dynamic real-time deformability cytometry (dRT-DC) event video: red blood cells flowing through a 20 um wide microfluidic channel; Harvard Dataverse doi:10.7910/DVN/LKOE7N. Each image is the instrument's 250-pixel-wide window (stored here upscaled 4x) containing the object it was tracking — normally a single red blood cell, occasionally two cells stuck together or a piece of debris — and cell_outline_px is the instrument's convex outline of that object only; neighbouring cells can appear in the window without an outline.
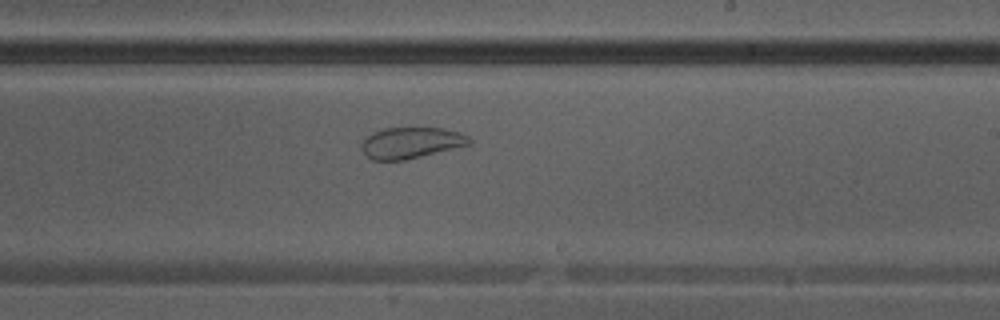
{"species": "Egyptian fruit bat (a non-hibernating species)", "species_latin": "Rousettus aegyptiacus", "temperature_condition": "warm", "stored_images_in_passage": 38, "camera_frame_rate_fps": 3000, "um_per_image_px": 0.085, "animal": {"sex": "male"}, "frame": {"image": 1, "passage_image": 22, "time_ms": 7.0, "image_size_px": [1000, 320], "cell_outline_px": [[472, 144], [404, 160], [372, 160], [360, 148], [360, 144], [364, 136], [372, 132], [384, 128], [440, 128], [460, 132], [468, 136], [472, 140]], "centroid_in_image_um": [34.91, 12.13], "position_along_channel_um": 254.1, "area_um2": 19.65}}
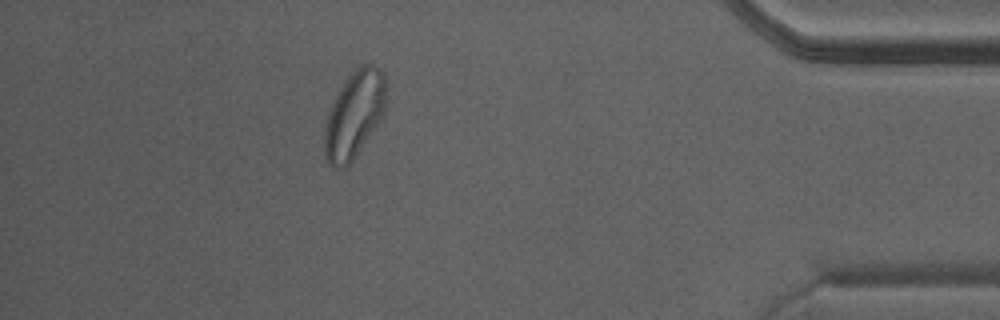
{"frame": {"image": 2, "passage_image": 33, "time_ms": 10.667, "image_size_px": [1000, 320], "cell_outline_px": [[384, 112], [376, 124], [348, 164], [340, 168], [336, 168], [328, 164], [324, 152], [324, 132], [328, 116], [332, 104], [340, 88], [348, 76], [356, 68], [364, 64], [372, 64], [384, 76]], "centroid_in_image_um": [30.07, 9.73], "position_along_channel_um": 405.1, "area_um2": 29.77}}